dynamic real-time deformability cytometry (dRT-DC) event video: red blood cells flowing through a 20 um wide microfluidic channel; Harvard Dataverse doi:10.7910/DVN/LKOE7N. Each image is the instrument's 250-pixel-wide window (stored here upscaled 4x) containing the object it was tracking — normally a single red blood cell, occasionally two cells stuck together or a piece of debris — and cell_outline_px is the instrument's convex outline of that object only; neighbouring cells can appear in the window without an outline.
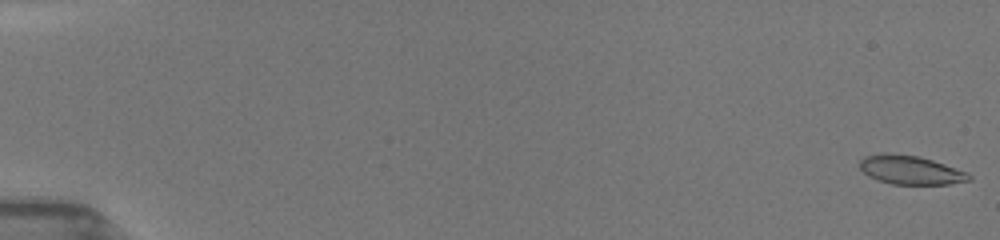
{"species": "common noctule bat (a hibernating species)", "species_latin": "Nyctalus noctula", "temperature_condition": "room temperature", "stored_images_in_passage": 36, "camera_frame_rate_fps": 3000, "um_per_image_px": 0.085, "animal": {"sex": "female", "body_mass_g": 19.5, "forearm_length_mm": 54.1}, "frame": {"image": 1, "passage_image": 1, "time_ms": 0.0, "image_size_px": [1000, 240], "cell_outline_px": [[972, 180], [948, 184], [892, 184], [868, 176], [860, 168], [860, 160], [864, 156], [880, 152], [888, 152], [920, 156], [968, 172], [972, 176]], "centroid_in_image_um": [77.39, 14.43], "position_along_channel_um": 7.6, "area_um2": 18.5}}
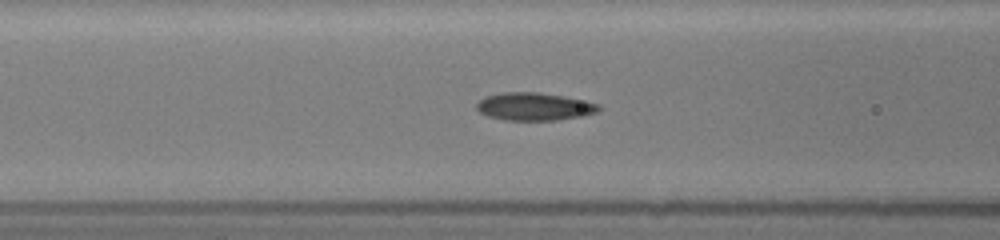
{"frame": {"image": 2, "passage_image": 17, "time_ms": 7.333, "image_size_px": [1000, 240], "cell_outline_px": [[600, 108], [596, 112], [584, 116], [560, 120], [504, 120], [488, 116], [480, 112], [476, 108], [476, 104], [484, 96], [500, 92], [540, 92], [564, 96], [584, 100], [600, 104]], "centroid_in_image_um": [45.41, 9.05], "position_along_channel_um": 121.2, "area_um2": 20.0}}
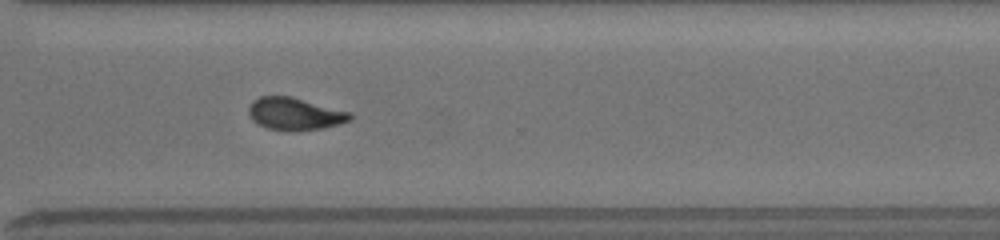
{"frame": {"image": 3, "passage_image": 35, "time_ms": 13.0, "image_size_px": [1000, 240], "cell_outline_px": [[352, 120], [324, 128], [268, 128], [252, 120], [248, 112], [248, 108], [252, 100], [260, 96], [292, 96], [352, 112]], "centroid_in_image_um": [25.08, 9.62], "position_along_channel_um": 345.5, "area_um2": 18.61}}